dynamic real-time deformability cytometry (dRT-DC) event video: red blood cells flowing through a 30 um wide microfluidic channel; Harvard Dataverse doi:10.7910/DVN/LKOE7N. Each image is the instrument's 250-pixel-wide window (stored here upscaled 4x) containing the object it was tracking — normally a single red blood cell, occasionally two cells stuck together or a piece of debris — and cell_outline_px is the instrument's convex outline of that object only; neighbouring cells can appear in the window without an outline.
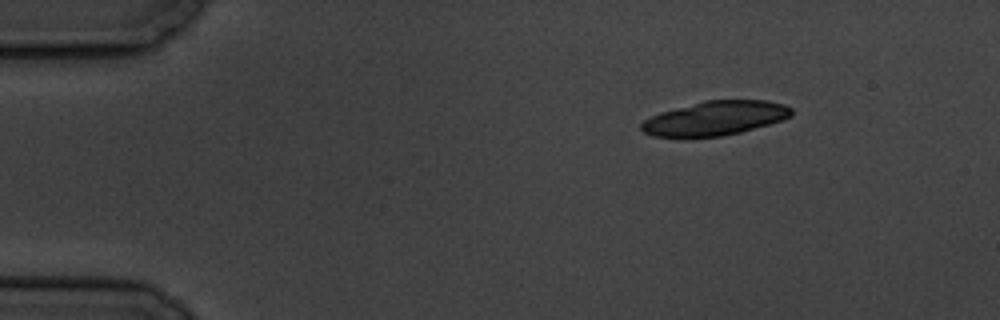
{"species": "common noctule bat (a hibernating species)", "species_latin": "Nyctalus noctula", "temperature_condition": "cold", "stored_images_in_passage": 3, "camera_frame_rate_fps": 3000, "um_per_image_px": 0.085, "animal": {"sex": "male", "body_mass_g": 19.5, "forearm_length_mm": 54.6}, "frame": {"image": 1, "passage_image": 1, "time_ms": 0.0, "image_size_px": [1000, 320], "cell_outline_px": [[792, 116], [768, 124], [740, 132], [720, 136], [652, 136], [644, 132], [640, 128], [640, 124], [644, 120], [660, 112], [704, 100], [768, 100], [784, 104], [792, 108]], "centroid_in_image_um": [60.79, 10.03], "position_along_channel_um": 24.2, "area_um2": 29.59}}